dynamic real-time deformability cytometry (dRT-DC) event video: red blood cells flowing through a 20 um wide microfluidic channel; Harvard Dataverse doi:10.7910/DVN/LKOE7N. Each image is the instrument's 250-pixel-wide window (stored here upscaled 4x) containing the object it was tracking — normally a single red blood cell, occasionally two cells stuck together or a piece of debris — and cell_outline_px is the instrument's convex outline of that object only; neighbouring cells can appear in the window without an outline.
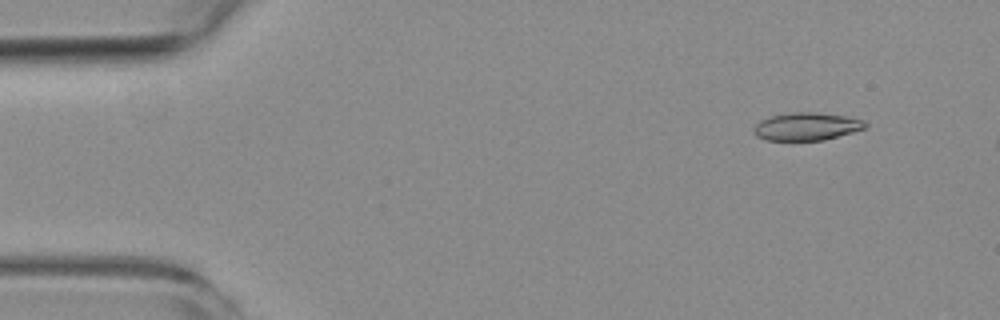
{"species": "common noctule bat (a hibernating species)", "species_latin": "Nyctalus noctula", "temperature_condition": "room temperature", "stored_images_in_passage": 4, "camera_frame_rate_fps": 3000, "um_per_image_px": 0.085, "animal": {"sex": "female", "body_mass_g": 19.3, "forearm_length_mm": 54.1}, "frame": {"image": 1, "passage_image": 2, "time_ms": 1.333, "image_size_px": [1000, 320], "cell_outline_px": [[868, 128], [824, 140], [764, 140], [756, 136], [756, 124], [760, 120], [772, 116], [792, 112], [816, 112], [844, 116], [864, 120], [868, 124]], "centroid_in_image_um": [68.62, 10.75], "position_along_channel_um": 16.4, "area_um2": 17.98}}